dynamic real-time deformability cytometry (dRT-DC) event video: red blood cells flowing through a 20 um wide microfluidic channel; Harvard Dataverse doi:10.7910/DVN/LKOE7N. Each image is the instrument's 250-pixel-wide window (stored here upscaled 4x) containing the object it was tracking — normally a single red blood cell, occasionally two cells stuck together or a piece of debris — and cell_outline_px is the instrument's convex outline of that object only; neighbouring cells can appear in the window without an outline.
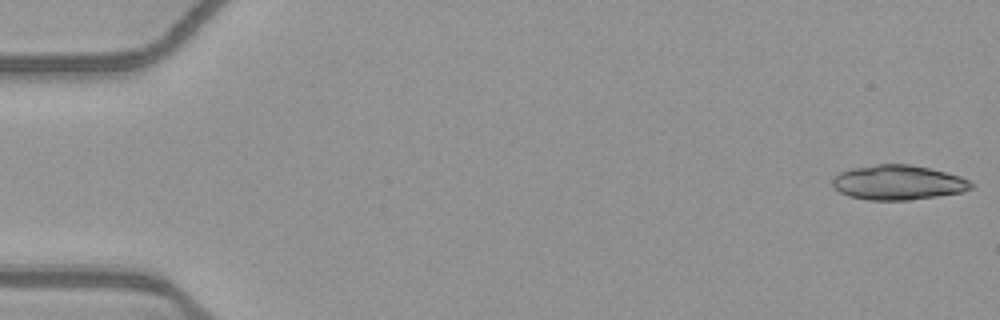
{"species": "common noctule bat (a hibernating species)", "species_latin": "Nyctalus noctula", "temperature_condition": "warm", "stored_images_in_passage": 21, "camera_frame_rate_fps": 3000, "um_per_image_px": 0.085, "animal": {"sex": "female", "body_mass_g": 21.9}, "frame": {"image": 1, "passage_image": 1, "time_ms": 0.0, "image_size_px": [1000, 320], "cell_outline_px": [[972, 188], [960, 192], [936, 196], [908, 200], [868, 200], [848, 196], [840, 192], [832, 184], [832, 180], [840, 172], [852, 168], [876, 164], [912, 164], [960, 176], [968, 180], [972, 184]], "centroid_in_image_um": [76.31, 15.51], "position_along_channel_um": 8.7, "area_um2": 27.8}}